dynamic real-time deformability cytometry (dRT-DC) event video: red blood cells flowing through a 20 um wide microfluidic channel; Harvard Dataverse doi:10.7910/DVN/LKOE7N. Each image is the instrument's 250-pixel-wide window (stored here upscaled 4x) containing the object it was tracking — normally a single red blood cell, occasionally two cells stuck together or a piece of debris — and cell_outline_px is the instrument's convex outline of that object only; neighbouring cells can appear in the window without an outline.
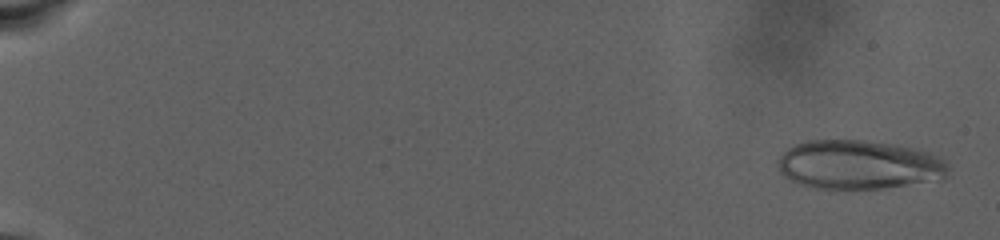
{"species": "human", "species_latin": "Homo sapiens", "temperature_condition": "warm", "stored_images_in_passage": 82, "camera_frame_rate_fps": 3000, "um_per_image_px": 0.085, "donor": {"sex": "male"}, "frame": {"image": 1, "passage_image": 3, "time_ms": 0.667, "image_size_px": [1000, 240], "cell_outline_px": [[948, 168], [944, 180], [880, 188], [844, 192], [828, 192], [812, 188], [800, 184], [784, 176], [780, 172], [776, 164], [776, 160], [788, 148], [796, 144], [808, 140], [868, 140], [896, 144], [928, 152], [944, 160], [948, 164]], "centroid_in_image_um": [72.97, 14.05], "position_along_channel_um": 12.0, "area_um2": 50.05}}
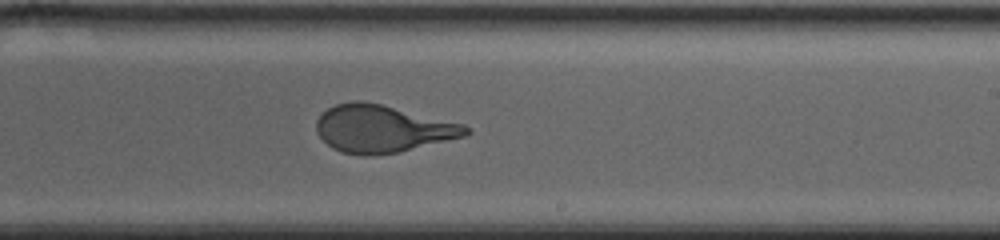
{"frame": {"image": 2, "passage_image": 54, "time_ms": 17.667, "image_size_px": [1000, 240], "cell_outline_px": [[472, 132], [464, 136], [400, 152], [368, 156], [364, 156], [340, 152], [332, 148], [316, 132], [316, 120], [328, 108], [336, 104], [356, 100], [360, 100], [380, 104], [464, 124]], "centroid_in_image_um": [32.48, 10.95], "position_along_channel_um": 256.5, "area_um2": 41.04}}
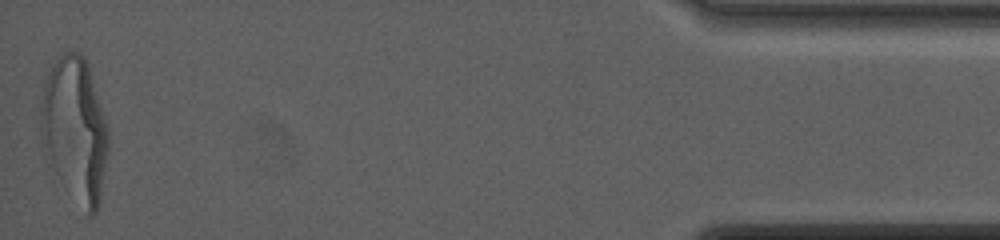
{"frame": {"image": 3, "passage_image": 82, "time_ms": 27.0, "image_size_px": [1000, 240], "cell_outline_px": [[108, 148], [100, 200], [96, 212], [92, 216], [88, 216], [60, 180], [44, 156], [40, 132], [40, 100], [44, 84], [48, 72], [56, 60], [68, 48], [80, 52], [88, 60], [108, 128]], "centroid_in_image_um": [6.35, 10.96], "position_along_channel_um": 428.8, "area_um2": 57.51}, "authors_computed_cell_mechanics": {"area_um2": 45.4308, "velocity_mm_per_s": 2.6323, "shape_relaxation_time_tau1_ms": 7.985, "shape_relaxation_time_tau2_ms": null, "deformation_change_tau1": 0.2862, "deformation_change_tau2": null}}